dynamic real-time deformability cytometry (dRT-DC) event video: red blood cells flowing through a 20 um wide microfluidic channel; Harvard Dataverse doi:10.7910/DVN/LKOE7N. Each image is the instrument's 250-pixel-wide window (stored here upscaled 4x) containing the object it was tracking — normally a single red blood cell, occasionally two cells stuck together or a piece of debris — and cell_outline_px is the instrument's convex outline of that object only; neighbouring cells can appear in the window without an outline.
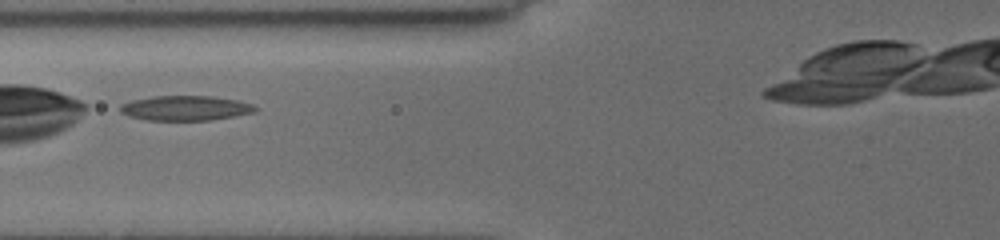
{"species": "common noctule bat (a hibernating species)", "species_latin": "Nyctalus noctula", "temperature_condition": "cold", "stored_images_in_passage": 12, "camera_frame_rate_fps": 3000, "um_per_image_px": 0.085, "animal": {"sex": "female", "body_mass_g": 19.5, "forearm_length_mm": 54.1}, "frame": {"image": 1, "passage_image": 4, "time_ms": 1.0, "image_size_px": [1000, 240], "cell_outline_px": [[260, 108], [256, 112], [212, 120], [148, 120], [132, 116], [120, 112], [120, 104], [132, 100], [152, 96], [212, 96], [236, 100], [252, 104]], "centroid_in_image_um": [15.8, 9.18], "position_along_channel_um": 110.0, "area_um2": 19.54}}
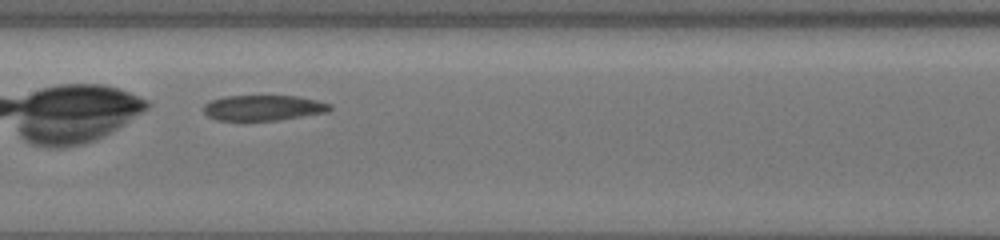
{"frame": {"image": 2, "passage_image": 9, "time_ms": 2.667, "image_size_px": [1000, 240], "cell_outline_px": [[332, 108], [328, 112], [280, 120], [216, 120], [208, 116], [204, 112], [204, 104], [212, 100], [224, 96], [300, 96], [332, 104]], "centroid_in_image_um": [22.41, 9.16], "position_along_channel_um": 185.0, "area_um2": 18.79}}